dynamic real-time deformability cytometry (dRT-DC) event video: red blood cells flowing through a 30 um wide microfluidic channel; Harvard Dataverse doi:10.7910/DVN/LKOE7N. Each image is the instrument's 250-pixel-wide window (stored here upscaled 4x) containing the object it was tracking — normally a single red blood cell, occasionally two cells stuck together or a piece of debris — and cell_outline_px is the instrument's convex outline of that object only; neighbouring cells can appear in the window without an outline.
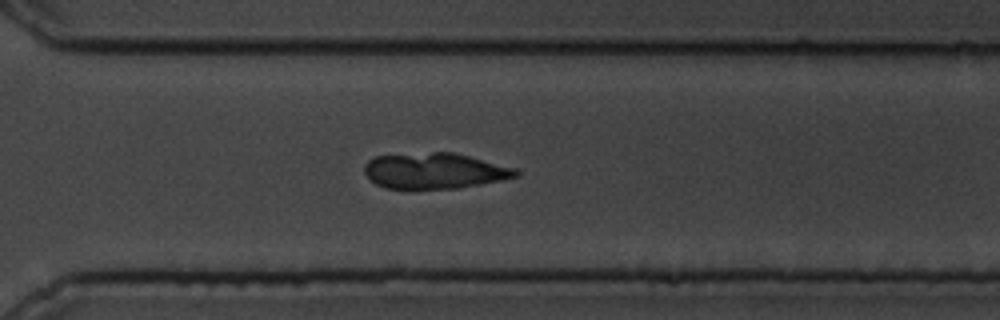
{"species": "common noctule bat (a hibernating species)", "species_latin": "Nyctalus noctula", "temperature_condition": "cold", "stored_images_in_passage": 56, "camera_frame_rate_fps": 3000, "um_per_image_px": 0.085, "animal": {"sex": "male", "body_mass_g": 19.5, "forearm_length_mm": 54.6}, "frame": {"image": 1, "passage_image": 38, "time_ms": 12.333, "image_size_px": [1000, 320], "cell_outline_px": [[520, 172], [516, 176], [500, 180], [460, 188], [384, 188], [368, 180], [364, 172], [364, 164], [368, 160], [376, 156], [432, 152], [452, 152], [516, 168]], "centroid_in_image_um": [36.89, 14.52], "position_along_channel_um": 333.7, "area_um2": 31.39}}
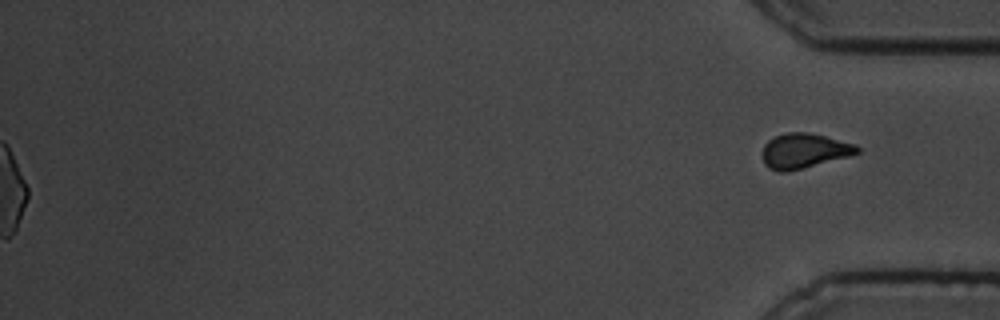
{"frame": {"image": 2, "passage_image": 56, "time_ms": 18.333, "image_size_px": [1000, 320], "cell_outline_px": [[860, 152], [848, 156], [788, 172], [780, 172], [768, 168], [764, 164], [764, 144], [772, 136], [788, 132], [808, 132], [856, 144], [860, 148]], "centroid_in_image_um": [68.33, 12.81], "position_along_channel_um": 366.9, "area_um2": 19.19}}